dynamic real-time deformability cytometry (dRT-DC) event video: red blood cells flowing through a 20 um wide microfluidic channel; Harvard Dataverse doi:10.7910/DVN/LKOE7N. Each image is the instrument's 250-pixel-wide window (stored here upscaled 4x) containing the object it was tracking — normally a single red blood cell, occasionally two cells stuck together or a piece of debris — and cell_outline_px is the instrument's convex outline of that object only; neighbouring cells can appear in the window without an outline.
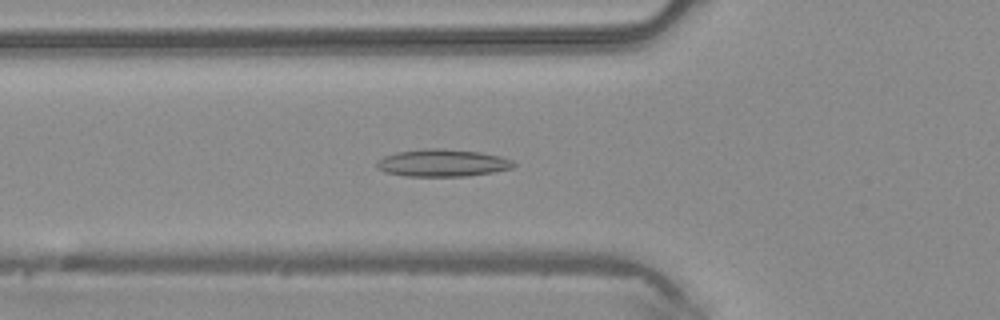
{"species": "common noctule bat (a hibernating species)", "species_latin": "Nyctalus noctula", "temperature_condition": "warm", "stored_images_in_passage": 47, "camera_frame_rate_fps": 3000, "um_per_image_px": 0.085, "animal": {"sex": "male", "body_mass_g": 20.4}, "frame": {"image": 1, "passage_image": 16, "time_ms": 5.0, "image_size_px": [1000, 320], "cell_outline_px": [[516, 168], [468, 176], [404, 176], [384, 172], [376, 168], [376, 164], [384, 156], [396, 152], [428, 148], [440, 148], [480, 152], [500, 156], [512, 160], [516, 164]], "centroid_in_image_um": [37.63, 13.85], "position_along_channel_um": 88.2, "area_um2": 21.91}}
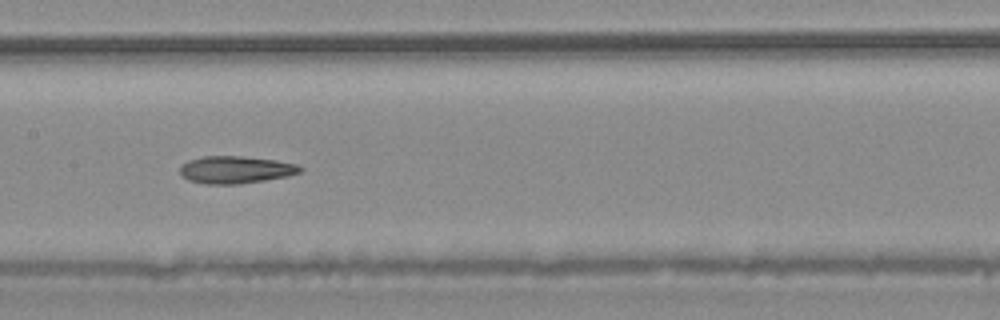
{"frame": {"image": 2, "passage_image": 23, "time_ms": 7.333, "image_size_px": [1000, 320], "cell_outline_px": [[304, 168], [300, 172], [288, 176], [264, 180], [236, 184], [204, 184], [188, 180], [180, 172], [180, 168], [188, 160], [204, 156], [240, 156], [276, 160], [296, 164]], "centroid_in_image_um": [20.04, 14.42], "position_along_channel_um": 187.4, "area_um2": 19.02}}
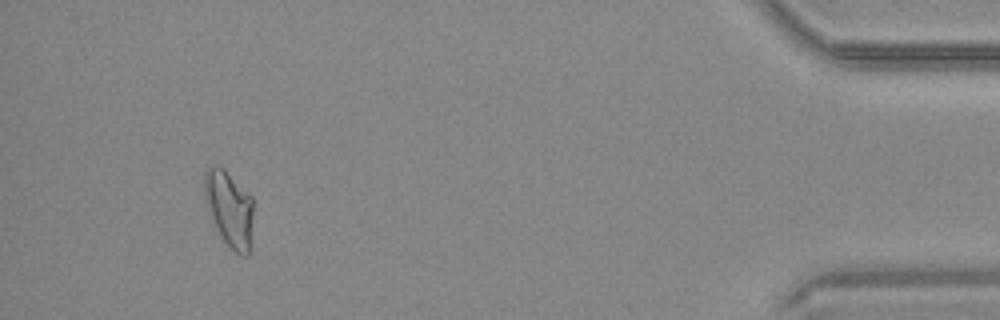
{"frame": {"image": 3, "passage_image": 44, "time_ms": 14.333, "image_size_px": [1000, 320], "cell_outline_px": [[252, 216], [248, 256], [240, 256], [220, 236], [212, 220], [204, 196], [204, 172], [208, 168], [216, 164], [224, 168], [252, 196]], "centroid_in_image_um": [19.47, 17.69], "position_along_channel_um": 415.7, "area_um2": 21.44}, "authors_computed_cell_mechanics": {"area_um2": 19.8254, "velocity_mm_per_s": 4.2171, "shape_relaxation_time_tau1_ms": null, "shape_relaxation_time_tau2_ms": 3.8174, "deformation_change_tau1": null, "deformation_change_tau2": 0.1078}}